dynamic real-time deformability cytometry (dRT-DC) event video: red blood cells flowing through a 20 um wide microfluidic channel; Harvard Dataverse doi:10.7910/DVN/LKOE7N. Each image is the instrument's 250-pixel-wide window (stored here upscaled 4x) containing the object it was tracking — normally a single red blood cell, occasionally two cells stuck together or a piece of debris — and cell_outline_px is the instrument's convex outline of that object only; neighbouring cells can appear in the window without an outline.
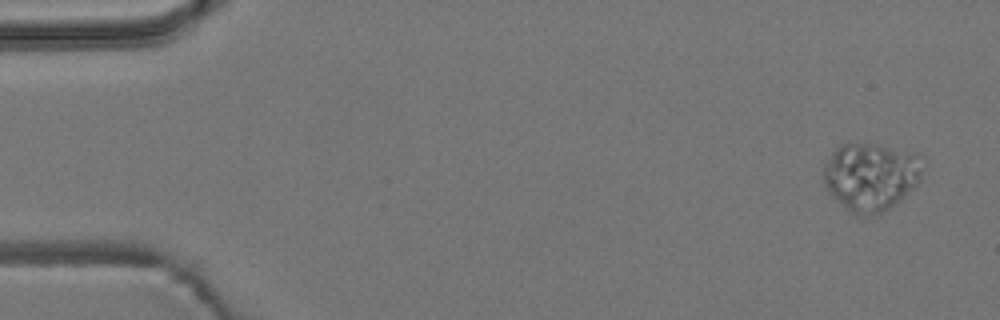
{"species": "common noctule bat (a hibernating species)", "species_latin": "Nyctalus noctula", "temperature_condition": "room temperature", "stored_images_in_passage": 6, "camera_frame_rate_fps": 3000, "um_per_image_px": 0.085, "animal": {"sex": "male", "body_mass_g": 19.2, "forearm_length_mm": 51.8}, "frame": {"image": 1, "passage_image": 1, "time_ms": 0.0, "image_size_px": [1000, 320], "cell_outline_px": [[920, 176], [916, 184], [900, 200], [888, 208], [872, 216], [860, 216], [852, 212], [836, 200], [828, 192], [824, 184], [824, 164], [832, 152], [840, 144], [848, 140], [876, 144], [916, 152], [920, 172]], "centroid_in_image_um": [73.94, 14.97], "position_along_channel_um": 11.1, "area_um2": 39.19}}
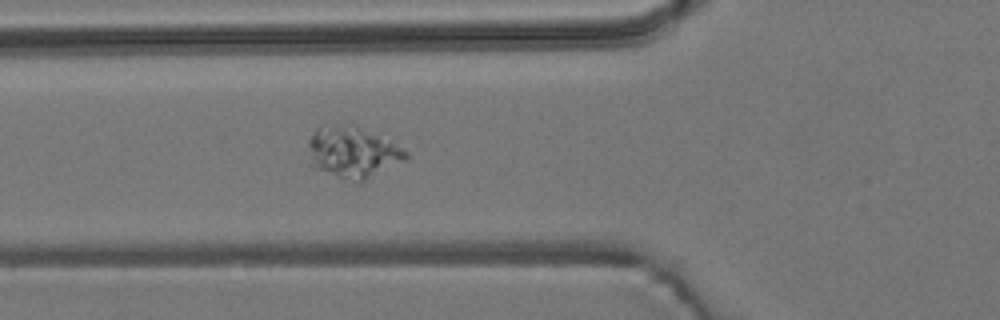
{"frame": {"image": 2, "passage_image": 6, "time_ms": 5.667, "image_size_px": [1000, 320], "cell_outline_px": [[408, 160], [364, 180], [356, 180], [340, 176], [320, 168], [316, 164], [312, 156], [308, 144], [308, 140], [316, 128], [356, 128], [404, 148], [408, 152]], "centroid_in_image_um": [30.08, 12.98], "position_along_channel_um": 95.7, "area_um2": 26.7}}